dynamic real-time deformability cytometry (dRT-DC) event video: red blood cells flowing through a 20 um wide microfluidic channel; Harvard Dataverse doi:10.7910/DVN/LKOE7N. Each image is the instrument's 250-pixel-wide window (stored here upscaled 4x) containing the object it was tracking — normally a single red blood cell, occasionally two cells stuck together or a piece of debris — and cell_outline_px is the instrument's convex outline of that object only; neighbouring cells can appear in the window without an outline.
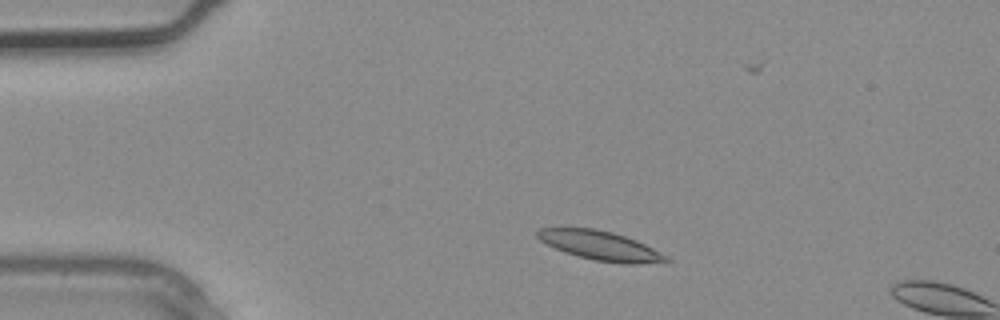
{"species": "common noctule bat (a hibernating species)", "species_latin": "Nyctalus noctula", "temperature_condition": "warm", "stored_images_in_passage": 3, "camera_frame_rate_fps": 3000, "um_per_image_px": 0.085, "animal": {"sex": "male", "body_mass_g": 20.4}, "frame": {"image": 1, "passage_image": 2, "time_ms": 0.333, "image_size_px": [1000, 320], "cell_outline_px": [[672, 260], [636, 264], [624, 264], [596, 260], [564, 252], [540, 240], [536, 236], [536, 232], [540, 228], [592, 228], [612, 232], [636, 240], [668, 256]], "centroid_in_image_um": [51.02, 20.87], "position_along_channel_um": 34.0, "area_um2": 21.5}}